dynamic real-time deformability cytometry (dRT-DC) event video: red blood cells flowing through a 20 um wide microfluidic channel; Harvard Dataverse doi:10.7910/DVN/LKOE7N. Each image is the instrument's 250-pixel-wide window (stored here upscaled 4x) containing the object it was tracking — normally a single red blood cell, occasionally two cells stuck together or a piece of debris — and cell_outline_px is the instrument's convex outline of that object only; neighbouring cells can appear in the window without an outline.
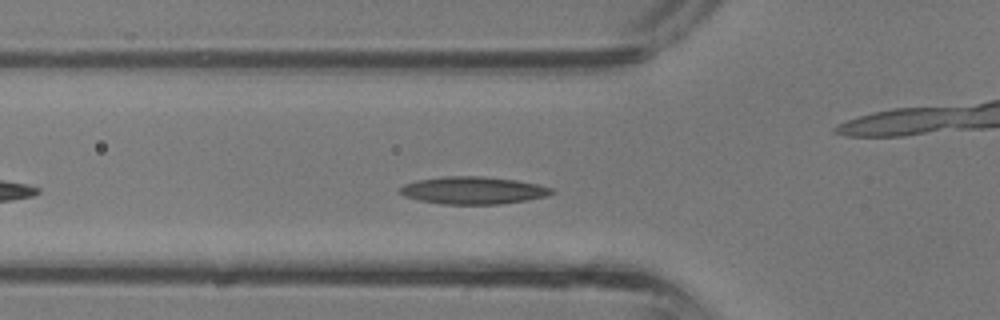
{"species": "common noctule bat (a hibernating species)", "species_latin": "Nyctalus noctula", "temperature_condition": "room temperature", "stored_images_in_passage": 28, "camera_frame_rate_fps": 3000, "um_per_image_px": 0.085, "animal": {"sex": "male", "body_mass_g": 13.3}, "frame": {"image": 1, "passage_image": 5, "time_ms": 1.333, "image_size_px": [1000, 320], "cell_outline_px": [[556, 192], [544, 196], [528, 200], [500, 204], [440, 204], [420, 200], [404, 196], [400, 192], [400, 188], [404, 184], [416, 180], [444, 176], [484, 176], [516, 180], [536, 184], [552, 188]], "centroid_in_image_um": [40.21, 16.18], "position_along_channel_um": 85.6, "area_um2": 24.22}}